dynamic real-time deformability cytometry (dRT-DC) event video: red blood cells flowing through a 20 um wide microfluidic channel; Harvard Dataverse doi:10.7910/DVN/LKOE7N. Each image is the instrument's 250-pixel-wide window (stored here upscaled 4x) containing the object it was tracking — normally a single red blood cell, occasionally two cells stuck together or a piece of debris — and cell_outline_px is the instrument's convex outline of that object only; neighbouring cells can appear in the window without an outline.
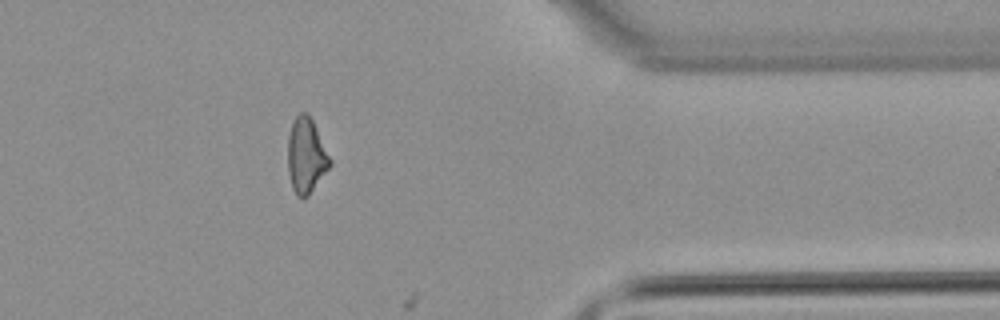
{"species": "common noctule bat (a hibernating species)", "species_latin": "Nyctalus noctula", "temperature_condition": "warm", "stored_images_in_passage": 42, "camera_frame_rate_fps": 3000, "um_per_image_px": 0.085, "animal": {"sex": "male", "body_mass_g": 21.5, "forearm_length_mm": 52.0}, "frame": {"image": 1, "passage_image": 35, "time_ms": 11.333, "image_size_px": [1000, 320], "cell_outline_px": [[332, 164], [308, 196], [296, 196], [292, 188], [288, 172], [288, 136], [292, 124], [296, 116], [300, 112], [308, 112], [332, 160]], "centroid_in_image_um": [26.02, 13.23], "position_along_channel_um": 385.4, "area_um2": 18.38}}